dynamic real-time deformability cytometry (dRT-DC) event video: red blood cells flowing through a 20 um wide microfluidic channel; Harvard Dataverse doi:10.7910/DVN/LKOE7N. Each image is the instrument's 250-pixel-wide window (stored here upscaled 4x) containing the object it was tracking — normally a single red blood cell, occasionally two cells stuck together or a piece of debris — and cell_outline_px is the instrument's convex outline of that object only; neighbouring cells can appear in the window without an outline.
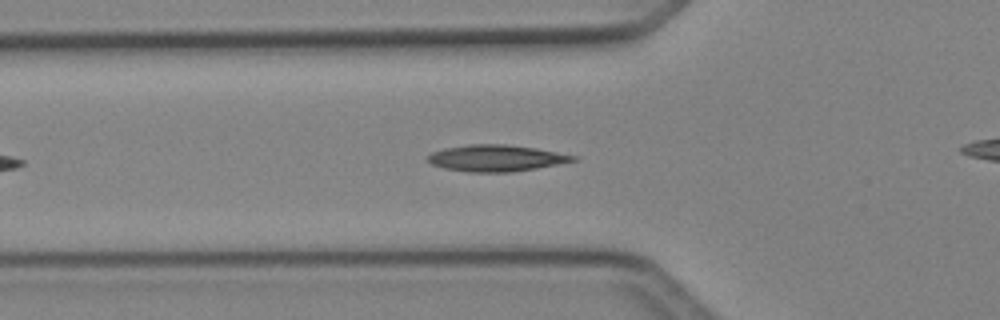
{"species": "Egyptian fruit bat (a non-hibernating species)", "species_latin": "Rousettus aegyptiacus", "temperature_condition": "cold", "stored_images_in_passage": 18, "camera_frame_rate_fps": 3000, "um_per_image_px": 0.085, "animal": {"sex": "female"}, "frame": {"image": 1, "passage_image": 8, "time_ms": 2.333, "image_size_px": [1000, 320], "cell_outline_px": [[580, 156], [576, 160], [536, 168], [512, 172], [468, 172], [444, 168], [432, 164], [428, 160], [428, 156], [432, 152], [444, 148], [468, 144], [504, 144], [536, 148]], "centroid_in_image_um": [42.18, 13.43], "position_along_channel_um": 83.6, "area_um2": 22.37}}
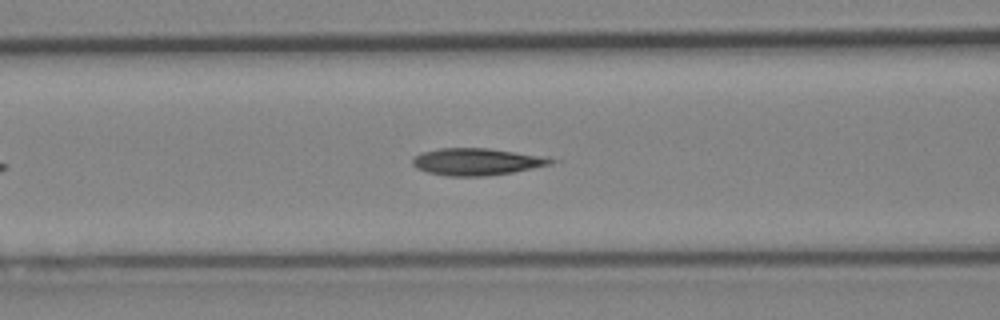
{"frame": {"image": 2, "passage_image": 11, "time_ms": 3.333, "image_size_px": [1000, 320], "cell_outline_px": [[560, 160], [548, 164], [512, 172], [484, 176], [448, 176], [428, 172], [416, 168], [412, 164], [412, 160], [420, 152], [440, 148], [488, 148], [548, 156]], "centroid_in_image_um": [40.53, 13.73], "position_along_channel_um": 126.1, "area_um2": 21.79}}
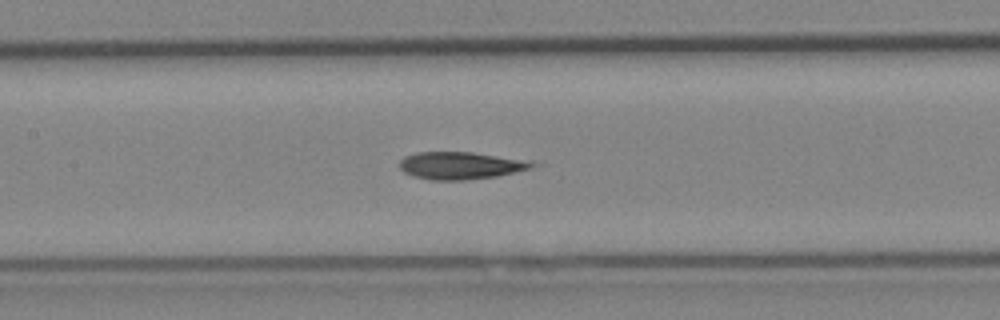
{"frame": {"image": 3, "passage_image": 14, "time_ms": 4.333, "image_size_px": [1000, 320], "cell_outline_px": [[544, 164], [532, 168], [496, 176], [468, 180], [432, 180], [412, 176], [404, 172], [400, 168], [400, 160], [404, 156], [420, 152], [472, 152], [532, 160]], "centroid_in_image_um": [39.24, 14.06], "position_along_channel_um": 168.2, "area_um2": 21.5}}